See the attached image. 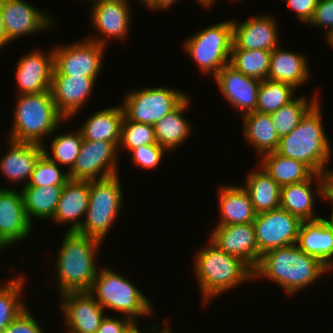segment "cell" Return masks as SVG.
I'll return each mask as SVG.
<instances>
[{
	"instance_id": "cell-1",
	"label": "cell",
	"mask_w": 333,
	"mask_h": 333,
	"mask_svg": "<svg viewBox=\"0 0 333 333\" xmlns=\"http://www.w3.org/2000/svg\"><path fill=\"white\" fill-rule=\"evenodd\" d=\"M332 270L317 257L308 255L296 244L270 250L261 256L254 279L266 278L278 284L288 296L315 284Z\"/></svg>"
},
{
	"instance_id": "cell-2",
	"label": "cell",
	"mask_w": 333,
	"mask_h": 333,
	"mask_svg": "<svg viewBox=\"0 0 333 333\" xmlns=\"http://www.w3.org/2000/svg\"><path fill=\"white\" fill-rule=\"evenodd\" d=\"M63 236L54 269L58 292L89 291L99 269L95 264L103 242L77 232H66Z\"/></svg>"
},
{
	"instance_id": "cell-3",
	"label": "cell",
	"mask_w": 333,
	"mask_h": 333,
	"mask_svg": "<svg viewBox=\"0 0 333 333\" xmlns=\"http://www.w3.org/2000/svg\"><path fill=\"white\" fill-rule=\"evenodd\" d=\"M194 257V274L203 302L209 303L241 283L254 279V271L241 259L220 250L210 240Z\"/></svg>"
},
{
	"instance_id": "cell-4",
	"label": "cell",
	"mask_w": 333,
	"mask_h": 333,
	"mask_svg": "<svg viewBox=\"0 0 333 333\" xmlns=\"http://www.w3.org/2000/svg\"><path fill=\"white\" fill-rule=\"evenodd\" d=\"M321 109L318 101L292 132L279 139L275 152L303 162L316 174L326 175L331 170L326 165L330 164L332 148L322 123Z\"/></svg>"
},
{
	"instance_id": "cell-5",
	"label": "cell",
	"mask_w": 333,
	"mask_h": 333,
	"mask_svg": "<svg viewBox=\"0 0 333 333\" xmlns=\"http://www.w3.org/2000/svg\"><path fill=\"white\" fill-rule=\"evenodd\" d=\"M9 139L43 145L45 137L66 119L58 112L51 91L16 96Z\"/></svg>"
},
{
	"instance_id": "cell-6",
	"label": "cell",
	"mask_w": 333,
	"mask_h": 333,
	"mask_svg": "<svg viewBox=\"0 0 333 333\" xmlns=\"http://www.w3.org/2000/svg\"><path fill=\"white\" fill-rule=\"evenodd\" d=\"M88 292L105 310L122 313L137 324L138 318L153 314L152 301L132 281L107 266L99 267Z\"/></svg>"
},
{
	"instance_id": "cell-7",
	"label": "cell",
	"mask_w": 333,
	"mask_h": 333,
	"mask_svg": "<svg viewBox=\"0 0 333 333\" xmlns=\"http://www.w3.org/2000/svg\"><path fill=\"white\" fill-rule=\"evenodd\" d=\"M120 176L90 181V199L78 234L91 236L103 242L108 230L118 217L123 199Z\"/></svg>"
},
{
	"instance_id": "cell-8",
	"label": "cell",
	"mask_w": 333,
	"mask_h": 333,
	"mask_svg": "<svg viewBox=\"0 0 333 333\" xmlns=\"http://www.w3.org/2000/svg\"><path fill=\"white\" fill-rule=\"evenodd\" d=\"M184 49L186 54L199 66L204 75H213L230 62L233 44L232 20L221 21L200 30L186 39Z\"/></svg>"
},
{
	"instance_id": "cell-9",
	"label": "cell",
	"mask_w": 333,
	"mask_h": 333,
	"mask_svg": "<svg viewBox=\"0 0 333 333\" xmlns=\"http://www.w3.org/2000/svg\"><path fill=\"white\" fill-rule=\"evenodd\" d=\"M122 102L128 121L154 125L175 110L187 97L183 91L167 86L146 87L127 92Z\"/></svg>"
},
{
	"instance_id": "cell-10",
	"label": "cell",
	"mask_w": 333,
	"mask_h": 333,
	"mask_svg": "<svg viewBox=\"0 0 333 333\" xmlns=\"http://www.w3.org/2000/svg\"><path fill=\"white\" fill-rule=\"evenodd\" d=\"M105 48L106 46L88 39L67 45L57 44L53 48V75L87 76L97 80L102 69Z\"/></svg>"
},
{
	"instance_id": "cell-11",
	"label": "cell",
	"mask_w": 333,
	"mask_h": 333,
	"mask_svg": "<svg viewBox=\"0 0 333 333\" xmlns=\"http://www.w3.org/2000/svg\"><path fill=\"white\" fill-rule=\"evenodd\" d=\"M302 222L282 208L256 214L253 224L260 257L270 250L296 244Z\"/></svg>"
},
{
	"instance_id": "cell-12",
	"label": "cell",
	"mask_w": 333,
	"mask_h": 333,
	"mask_svg": "<svg viewBox=\"0 0 333 333\" xmlns=\"http://www.w3.org/2000/svg\"><path fill=\"white\" fill-rule=\"evenodd\" d=\"M118 145L83 139L75 164L68 172L69 179L91 181L118 175Z\"/></svg>"
},
{
	"instance_id": "cell-13",
	"label": "cell",
	"mask_w": 333,
	"mask_h": 333,
	"mask_svg": "<svg viewBox=\"0 0 333 333\" xmlns=\"http://www.w3.org/2000/svg\"><path fill=\"white\" fill-rule=\"evenodd\" d=\"M129 0H97L91 8V27L96 28L99 36L86 39L107 46L108 40L122 42L127 39L131 24V4ZM108 38V39H107Z\"/></svg>"
},
{
	"instance_id": "cell-14",
	"label": "cell",
	"mask_w": 333,
	"mask_h": 333,
	"mask_svg": "<svg viewBox=\"0 0 333 333\" xmlns=\"http://www.w3.org/2000/svg\"><path fill=\"white\" fill-rule=\"evenodd\" d=\"M60 296L66 333H96L106 312L95 298L88 291L65 292Z\"/></svg>"
},
{
	"instance_id": "cell-15",
	"label": "cell",
	"mask_w": 333,
	"mask_h": 333,
	"mask_svg": "<svg viewBox=\"0 0 333 333\" xmlns=\"http://www.w3.org/2000/svg\"><path fill=\"white\" fill-rule=\"evenodd\" d=\"M0 5L9 43L23 35L42 33L56 26L50 13H44L24 0H0Z\"/></svg>"
},
{
	"instance_id": "cell-16",
	"label": "cell",
	"mask_w": 333,
	"mask_h": 333,
	"mask_svg": "<svg viewBox=\"0 0 333 333\" xmlns=\"http://www.w3.org/2000/svg\"><path fill=\"white\" fill-rule=\"evenodd\" d=\"M209 240L220 250L244 261L253 271L261 260L253 223L215 226Z\"/></svg>"
},
{
	"instance_id": "cell-17",
	"label": "cell",
	"mask_w": 333,
	"mask_h": 333,
	"mask_svg": "<svg viewBox=\"0 0 333 333\" xmlns=\"http://www.w3.org/2000/svg\"><path fill=\"white\" fill-rule=\"evenodd\" d=\"M41 52L40 49L32 50L22 56L16 66V83L19 94H37L50 91L54 72V53Z\"/></svg>"
},
{
	"instance_id": "cell-18",
	"label": "cell",
	"mask_w": 333,
	"mask_h": 333,
	"mask_svg": "<svg viewBox=\"0 0 333 333\" xmlns=\"http://www.w3.org/2000/svg\"><path fill=\"white\" fill-rule=\"evenodd\" d=\"M214 78L221 94L233 109L240 111L241 116L256 111L260 80L244 75L230 64Z\"/></svg>"
},
{
	"instance_id": "cell-19",
	"label": "cell",
	"mask_w": 333,
	"mask_h": 333,
	"mask_svg": "<svg viewBox=\"0 0 333 333\" xmlns=\"http://www.w3.org/2000/svg\"><path fill=\"white\" fill-rule=\"evenodd\" d=\"M21 191L0 188V244L6 249L31 233Z\"/></svg>"
},
{
	"instance_id": "cell-20",
	"label": "cell",
	"mask_w": 333,
	"mask_h": 333,
	"mask_svg": "<svg viewBox=\"0 0 333 333\" xmlns=\"http://www.w3.org/2000/svg\"><path fill=\"white\" fill-rule=\"evenodd\" d=\"M254 16L239 23L232 19V48L274 50L279 45L278 26L275 18L265 13Z\"/></svg>"
},
{
	"instance_id": "cell-21",
	"label": "cell",
	"mask_w": 333,
	"mask_h": 333,
	"mask_svg": "<svg viewBox=\"0 0 333 333\" xmlns=\"http://www.w3.org/2000/svg\"><path fill=\"white\" fill-rule=\"evenodd\" d=\"M95 84L93 77L53 75L50 91L58 112L66 121L85 106Z\"/></svg>"
},
{
	"instance_id": "cell-22",
	"label": "cell",
	"mask_w": 333,
	"mask_h": 333,
	"mask_svg": "<svg viewBox=\"0 0 333 333\" xmlns=\"http://www.w3.org/2000/svg\"><path fill=\"white\" fill-rule=\"evenodd\" d=\"M313 180L318 181V183H316L318 184L316 185L317 192L313 191ZM318 194L321 195L322 199L326 198V177L325 175L314 173L306 181L281 187L280 208L297 216L302 221L318 220L320 216H316L314 212V196Z\"/></svg>"
},
{
	"instance_id": "cell-23",
	"label": "cell",
	"mask_w": 333,
	"mask_h": 333,
	"mask_svg": "<svg viewBox=\"0 0 333 333\" xmlns=\"http://www.w3.org/2000/svg\"><path fill=\"white\" fill-rule=\"evenodd\" d=\"M90 199V181L69 179L63 187L53 216L56 224H68L67 232H77L85 218Z\"/></svg>"
},
{
	"instance_id": "cell-24",
	"label": "cell",
	"mask_w": 333,
	"mask_h": 333,
	"mask_svg": "<svg viewBox=\"0 0 333 333\" xmlns=\"http://www.w3.org/2000/svg\"><path fill=\"white\" fill-rule=\"evenodd\" d=\"M7 143L8 152L0 159V172L11 183L24 181L22 186H26L38 159L43 154L42 145L8 138Z\"/></svg>"
},
{
	"instance_id": "cell-25",
	"label": "cell",
	"mask_w": 333,
	"mask_h": 333,
	"mask_svg": "<svg viewBox=\"0 0 333 333\" xmlns=\"http://www.w3.org/2000/svg\"><path fill=\"white\" fill-rule=\"evenodd\" d=\"M308 64L305 54L276 47L271 51L267 79L290 84L296 89L310 78Z\"/></svg>"
},
{
	"instance_id": "cell-26",
	"label": "cell",
	"mask_w": 333,
	"mask_h": 333,
	"mask_svg": "<svg viewBox=\"0 0 333 333\" xmlns=\"http://www.w3.org/2000/svg\"><path fill=\"white\" fill-rule=\"evenodd\" d=\"M218 193L220 220L215 226L253 223L256 212L242 185H223Z\"/></svg>"
},
{
	"instance_id": "cell-27",
	"label": "cell",
	"mask_w": 333,
	"mask_h": 333,
	"mask_svg": "<svg viewBox=\"0 0 333 333\" xmlns=\"http://www.w3.org/2000/svg\"><path fill=\"white\" fill-rule=\"evenodd\" d=\"M296 245L333 270V233L321 219L302 222Z\"/></svg>"
},
{
	"instance_id": "cell-28",
	"label": "cell",
	"mask_w": 333,
	"mask_h": 333,
	"mask_svg": "<svg viewBox=\"0 0 333 333\" xmlns=\"http://www.w3.org/2000/svg\"><path fill=\"white\" fill-rule=\"evenodd\" d=\"M124 112L121 105L106 107L89 116L78 128L82 137L90 141H107L119 144Z\"/></svg>"
},
{
	"instance_id": "cell-29",
	"label": "cell",
	"mask_w": 333,
	"mask_h": 333,
	"mask_svg": "<svg viewBox=\"0 0 333 333\" xmlns=\"http://www.w3.org/2000/svg\"><path fill=\"white\" fill-rule=\"evenodd\" d=\"M190 96H188L175 110L166 114L154 126L157 144L164 147L168 152L173 151L189 139L192 127L183 116L190 107Z\"/></svg>"
},
{
	"instance_id": "cell-30",
	"label": "cell",
	"mask_w": 333,
	"mask_h": 333,
	"mask_svg": "<svg viewBox=\"0 0 333 333\" xmlns=\"http://www.w3.org/2000/svg\"><path fill=\"white\" fill-rule=\"evenodd\" d=\"M243 187L248 191L256 214L280 208L281 186L265 170H251Z\"/></svg>"
},
{
	"instance_id": "cell-31",
	"label": "cell",
	"mask_w": 333,
	"mask_h": 333,
	"mask_svg": "<svg viewBox=\"0 0 333 333\" xmlns=\"http://www.w3.org/2000/svg\"><path fill=\"white\" fill-rule=\"evenodd\" d=\"M241 117L245 139L250 146L255 148L256 153L261 157L264 154L275 152L280 137L273 125L271 115L255 111Z\"/></svg>"
},
{
	"instance_id": "cell-32",
	"label": "cell",
	"mask_w": 333,
	"mask_h": 333,
	"mask_svg": "<svg viewBox=\"0 0 333 333\" xmlns=\"http://www.w3.org/2000/svg\"><path fill=\"white\" fill-rule=\"evenodd\" d=\"M21 187H23L20 191L28 221L33 225L34 218L52 220L64 185Z\"/></svg>"
},
{
	"instance_id": "cell-33",
	"label": "cell",
	"mask_w": 333,
	"mask_h": 333,
	"mask_svg": "<svg viewBox=\"0 0 333 333\" xmlns=\"http://www.w3.org/2000/svg\"><path fill=\"white\" fill-rule=\"evenodd\" d=\"M261 167L281 187L308 180L314 172L303 162L270 152L260 157Z\"/></svg>"
},
{
	"instance_id": "cell-34",
	"label": "cell",
	"mask_w": 333,
	"mask_h": 333,
	"mask_svg": "<svg viewBox=\"0 0 333 333\" xmlns=\"http://www.w3.org/2000/svg\"><path fill=\"white\" fill-rule=\"evenodd\" d=\"M13 277L0 285V332L27 308L26 300L22 299L24 276Z\"/></svg>"
},
{
	"instance_id": "cell-35",
	"label": "cell",
	"mask_w": 333,
	"mask_h": 333,
	"mask_svg": "<svg viewBox=\"0 0 333 333\" xmlns=\"http://www.w3.org/2000/svg\"><path fill=\"white\" fill-rule=\"evenodd\" d=\"M312 99L304 96L294 98L288 104L280 107L277 111L270 114L273 125L279 137H283L292 132L300 123L306 113L321 100L317 92ZM309 100V101H308Z\"/></svg>"
},
{
	"instance_id": "cell-36",
	"label": "cell",
	"mask_w": 333,
	"mask_h": 333,
	"mask_svg": "<svg viewBox=\"0 0 333 333\" xmlns=\"http://www.w3.org/2000/svg\"><path fill=\"white\" fill-rule=\"evenodd\" d=\"M271 51L232 48L229 64L244 75L258 79H267Z\"/></svg>"
},
{
	"instance_id": "cell-37",
	"label": "cell",
	"mask_w": 333,
	"mask_h": 333,
	"mask_svg": "<svg viewBox=\"0 0 333 333\" xmlns=\"http://www.w3.org/2000/svg\"><path fill=\"white\" fill-rule=\"evenodd\" d=\"M82 143L83 137L81 131L75 129L72 133H63L55 135V137L52 138L50 145L52 154L49 153V149L45 146V142L42 145V148L44 155L50 160L55 161L61 167H68L67 172H69L75 164Z\"/></svg>"
},
{
	"instance_id": "cell-38",
	"label": "cell",
	"mask_w": 333,
	"mask_h": 333,
	"mask_svg": "<svg viewBox=\"0 0 333 333\" xmlns=\"http://www.w3.org/2000/svg\"><path fill=\"white\" fill-rule=\"evenodd\" d=\"M295 88L287 83L269 79L261 81L256 112L272 114L295 98Z\"/></svg>"
},
{
	"instance_id": "cell-39",
	"label": "cell",
	"mask_w": 333,
	"mask_h": 333,
	"mask_svg": "<svg viewBox=\"0 0 333 333\" xmlns=\"http://www.w3.org/2000/svg\"><path fill=\"white\" fill-rule=\"evenodd\" d=\"M154 126L128 121L125 117L121 124V134L118 149L131 152L142 145L156 144Z\"/></svg>"
},
{
	"instance_id": "cell-40",
	"label": "cell",
	"mask_w": 333,
	"mask_h": 333,
	"mask_svg": "<svg viewBox=\"0 0 333 333\" xmlns=\"http://www.w3.org/2000/svg\"><path fill=\"white\" fill-rule=\"evenodd\" d=\"M60 167L43 153L38 159L26 186L65 185L69 180V174L63 172Z\"/></svg>"
},
{
	"instance_id": "cell-41",
	"label": "cell",
	"mask_w": 333,
	"mask_h": 333,
	"mask_svg": "<svg viewBox=\"0 0 333 333\" xmlns=\"http://www.w3.org/2000/svg\"><path fill=\"white\" fill-rule=\"evenodd\" d=\"M167 150L159 144L142 145L130 152L132 165L139 168L152 169L161 164L162 158Z\"/></svg>"
},
{
	"instance_id": "cell-42",
	"label": "cell",
	"mask_w": 333,
	"mask_h": 333,
	"mask_svg": "<svg viewBox=\"0 0 333 333\" xmlns=\"http://www.w3.org/2000/svg\"><path fill=\"white\" fill-rule=\"evenodd\" d=\"M308 25L327 28V42L333 37V0H318L313 16Z\"/></svg>"
},
{
	"instance_id": "cell-43",
	"label": "cell",
	"mask_w": 333,
	"mask_h": 333,
	"mask_svg": "<svg viewBox=\"0 0 333 333\" xmlns=\"http://www.w3.org/2000/svg\"><path fill=\"white\" fill-rule=\"evenodd\" d=\"M29 308L14 319L3 331L0 333H44V330L37 322L38 320L32 315Z\"/></svg>"
},
{
	"instance_id": "cell-44",
	"label": "cell",
	"mask_w": 333,
	"mask_h": 333,
	"mask_svg": "<svg viewBox=\"0 0 333 333\" xmlns=\"http://www.w3.org/2000/svg\"><path fill=\"white\" fill-rule=\"evenodd\" d=\"M136 323L128 317H108L102 320L96 333H127Z\"/></svg>"
},
{
	"instance_id": "cell-45",
	"label": "cell",
	"mask_w": 333,
	"mask_h": 333,
	"mask_svg": "<svg viewBox=\"0 0 333 333\" xmlns=\"http://www.w3.org/2000/svg\"><path fill=\"white\" fill-rule=\"evenodd\" d=\"M300 22L308 23L313 16L318 0H284Z\"/></svg>"
},
{
	"instance_id": "cell-46",
	"label": "cell",
	"mask_w": 333,
	"mask_h": 333,
	"mask_svg": "<svg viewBox=\"0 0 333 333\" xmlns=\"http://www.w3.org/2000/svg\"><path fill=\"white\" fill-rule=\"evenodd\" d=\"M179 0H151L146 7H148L150 10H153L156 12L159 10L165 11L168 9H171V7L177 3Z\"/></svg>"
},
{
	"instance_id": "cell-47",
	"label": "cell",
	"mask_w": 333,
	"mask_h": 333,
	"mask_svg": "<svg viewBox=\"0 0 333 333\" xmlns=\"http://www.w3.org/2000/svg\"><path fill=\"white\" fill-rule=\"evenodd\" d=\"M326 196L333 202V170L331 169L326 175Z\"/></svg>"
},
{
	"instance_id": "cell-48",
	"label": "cell",
	"mask_w": 333,
	"mask_h": 333,
	"mask_svg": "<svg viewBox=\"0 0 333 333\" xmlns=\"http://www.w3.org/2000/svg\"><path fill=\"white\" fill-rule=\"evenodd\" d=\"M8 43H9V40L6 37L4 21H3L1 5H0V49L3 47H6V45H8Z\"/></svg>"
},
{
	"instance_id": "cell-49",
	"label": "cell",
	"mask_w": 333,
	"mask_h": 333,
	"mask_svg": "<svg viewBox=\"0 0 333 333\" xmlns=\"http://www.w3.org/2000/svg\"><path fill=\"white\" fill-rule=\"evenodd\" d=\"M325 199L330 201L333 206V202L327 196ZM320 219L326 225V227L333 233V207H332V214H331L330 218L327 219L324 217H320Z\"/></svg>"
},
{
	"instance_id": "cell-50",
	"label": "cell",
	"mask_w": 333,
	"mask_h": 333,
	"mask_svg": "<svg viewBox=\"0 0 333 333\" xmlns=\"http://www.w3.org/2000/svg\"><path fill=\"white\" fill-rule=\"evenodd\" d=\"M151 329L149 327V332L151 333H172L173 331H171V327H169V325L166 327L164 326L161 330L159 329L160 327H157V325H151Z\"/></svg>"
},
{
	"instance_id": "cell-51",
	"label": "cell",
	"mask_w": 333,
	"mask_h": 333,
	"mask_svg": "<svg viewBox=\"0 0 333 333\" xmlns=\"http://www.w3.org/2000/svg\"><path fill=\"white\" fill-rule=\"evenodd\" d=\"M201 6H203L204 8H211L213 4H215V2L217 0H196ZM211 6V7H210Z\"/></svg>"
},
{
	"instance_id": "cell-52",
	"label": "cell",
	"mask_w": 333,
	"mask_h": 333,
	"mask_svg": "<svg viewBox=\"0 0 333 333\" xmlns=\"http://www.w3.org/2000/svg\"><path fill=\"white\" fill-rule=\"evenodd\" d=\"M127 333H143V332H140L138 324L136 323Z\"/></svg>"
},
{
	"instance_id": "cell-53",
	"label": "cell",
	"mask_w": 333,
	"mask_h": 333,
	"mask_svg": "<svg viewBox=\"0 0 333 333\" xmlns=\"http://www.w3.org/2000/svg\"><path fill=\"white\" fill-rule=\"evenodd\" d=\"M140 1L143 5H147L151 0H138Z\"/></svg>"
},
{
	"instance_id": "cell-54",
	"label": "cell",
	"mask_w": 333,
	"mask_h": 333,
	"mask_svg": "<svg viewBox=\"0 0 333 333\" xmlns=\"http://www.w3.org/2000/svg\"><path fill=\"white\" fill-rule=\"evenodd\" d=\"M327 43L333 47V37Z\"/></svg>"
},
{
	"instance_id": "cell-55",
	"label": "cell",
	"mask_w": 333,
	"mask_h": 333,
	"mask_svg": "<svg viewBox=\"0 0 333 333\" xmlns=\"http://www.w3.org/2000/svg\"><path fill=\"white\" fill-rule=\"evenodd\" d=\"M5 248L0 244V253H2V251L4 250Z\"/></svg>"
}]
</instances>
